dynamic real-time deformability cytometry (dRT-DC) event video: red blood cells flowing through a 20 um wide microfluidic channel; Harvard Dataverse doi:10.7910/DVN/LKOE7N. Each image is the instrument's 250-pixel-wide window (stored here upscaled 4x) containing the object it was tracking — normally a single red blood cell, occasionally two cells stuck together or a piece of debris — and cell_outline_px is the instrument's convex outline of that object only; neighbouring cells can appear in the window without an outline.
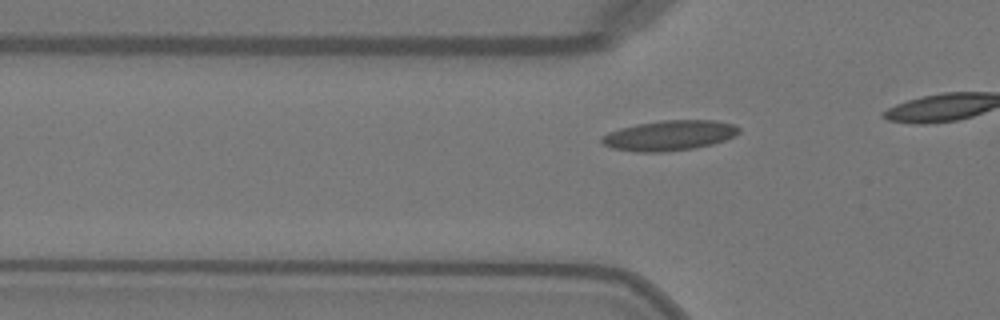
{"species": "Egyptian fruit bat (a non-hibernating species)", "species_latin": "Rousettus aegyptiacus", "temperature_condition": "warm", "stored_images_in_passage": 19, "camera_frame_rate_fps": 3000, "um_per_image_px": 0.085, "animal": {"sex": "female"}, "frame": {"image": 1, "passage_image": 14, "time_ms": 4.333, "image_size_px": [1000, 320], "cell_outline_px": [[740, 132], [736, 136], [712, 144], [692, 148], [664, 152], [636, 152], [612, 148], [604, 144], [600, 140], [600, 136], [608, 132], [620, 128], [636, 124], [660, 120], [716, 120], [736, 124], [740, 128]], "centroid_in_image_um": [56.9, 11.5], "position_along_channel_um": 68.9, "area_um2": 24.33}}
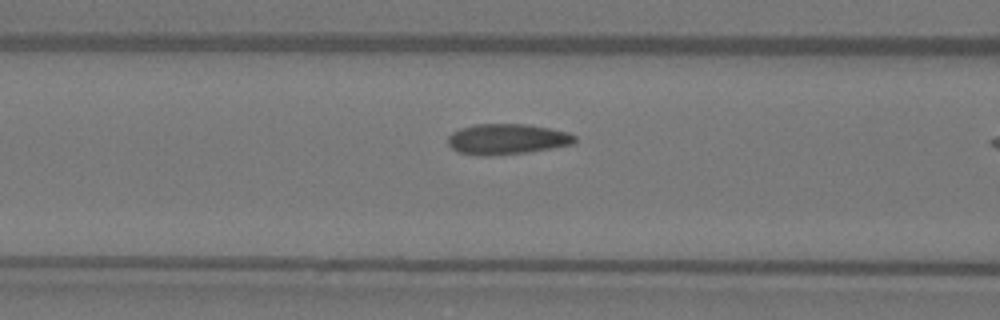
{"frame": {"image": 2, "passage_image": 18, "time_ms": 5.667, "image_size_px": [1000, 320], "cell_outline_px": [[576, 140], [572, 144], [552, 148], [528, 152], [488, 156], [484, 156], [456, 152], [448, 144], [448, 136], [452, 132], [460, 128], [476, 124], [528, 124], [568, 132], [576, 136]], "centroid_in_image_um": [43.07, 11.83], "position_along_channel_um": 123.5, "area_um2": 22.66}}